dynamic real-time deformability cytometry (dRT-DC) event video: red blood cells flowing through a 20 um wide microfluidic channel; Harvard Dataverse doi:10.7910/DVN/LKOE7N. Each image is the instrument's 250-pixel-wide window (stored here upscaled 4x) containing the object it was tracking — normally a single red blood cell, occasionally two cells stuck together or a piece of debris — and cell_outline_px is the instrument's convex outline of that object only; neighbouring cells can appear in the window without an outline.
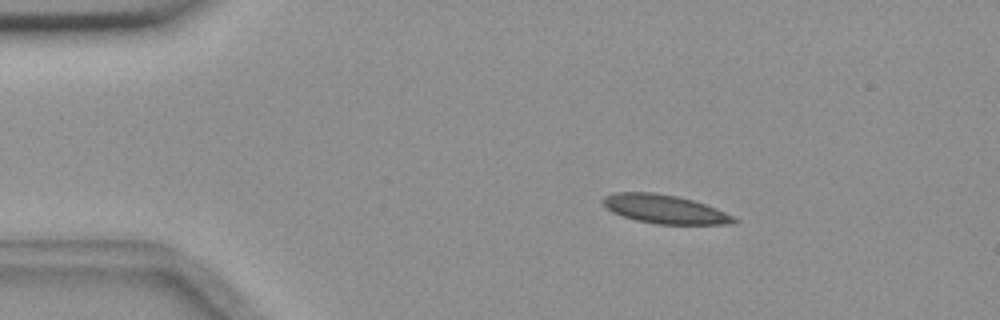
{"species": "common noctule bat (a hibernating species)", "species_latin": "Nyctalus noctula", "temperature_condition": "room temperature", "stored_images_in_passage": 4, "segment_of_instrument_passage": [1, 2], "camera_frame_rate_fps": 3000, "um_per_image_px": 0.085, "animal": {"sex": "female", "body_mass_g": 18.4}, "frame": {"image": 1, "passage_image": 2, "time_ms": 0.333, "image_size_px": [1000, 320], "cell_outline_px": [[740, 220], [732, 224], [656, 224], [636, 220], [612, 212], [600, 200], [604, 196], [616, 192], [656, 192], [676, 196], [692, 200], [716, 208]], "centroid_in_image_um": [56.49, 17.77], "position_along_channel_um": 28.5, "area_um2": 21.79}}